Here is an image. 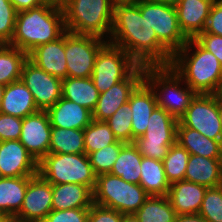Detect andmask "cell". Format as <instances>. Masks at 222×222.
<instances>
[{"instance_id":"cell-1","label":"cell","mask_w":222,"mask_h":222,"mask_svg":"<svg viewBox=\"0 0 222 222\" xmlns=\"http://www.w3.org/2000/svg\"><path fill=\"white\" fill-rule=\"evenodd\" d=\"M108 42L122 48L140 66H169L171 63L172 55L158 42L156 32L136 3L114 6Z\"/></svg>"},{"instance_id":"cell-2","label":"cell","mask_w":222,"mask_h":222,"mask_svg":"<svg viewBox=\"0 0 222 222\" xmlns=\"http://www.w3.org/2000/svg\"><path fill=\"white\" fill-rule=\"evenodd\" d=\"M170 66L196 94H218L222 85V66L195 39H188L172 55Z\"/></svg>"},{"instance_id":"cell-3","label":"cell","mask_w":222,"mask_h":222,"mask_svg":"<svg viewBox=\"0 0 222 222\" xmlns=\"http://www.w3.org/2000/svg\"><path fill=\"white\" fill-rule=\"evenodd\" d=\"M65 32L62 7L45 3L17 12L14 35L9 45L29 54L39 45L57 40Z\"/></svg>"},{"instance_id":"cell-4","label":"cell","mask_w":222,"mask_h":222,"mask_svg":"<svg viewBox=\"0 0 222 222\" xmlns=\"http://www.w3.org/2000/svg\"><path fill=\"white\" fill-rule=\"evenodd\" d=\"M61 7L66 31L108 41L114 14L111 0H64Z\"/></svg>"},{"instance_id":"cell-5","label":"cell","mask_w":222,"mask_h":222,"mask_svg":"<svg viewBox=\"0 0 222 222\" xmlns=\"http://www.w3.org/2000/svg\"><path fill=\"white\" fill-rule=\"evenodd\" d=\"M144 81L154 91L158 107L176 119L186 112L196 95L170 65L145 67Z\"/></svg>"},{"instance_id":"cell-6","label":"cell","mask_w":222,"mask_h":222,"mask_svg":"<svg viewBox=\"0 0 222 222\" xmlns=\"http://www.w3.org/2000/svg\"><path fill=\"white\" fill-rule=\"evenodd\" d=\"M150 195L140 184L124 181L111 173L96 176L93 203L121 214H134Z\"/></svg>"},{"instance_id":"cell-7","label":"cell","mask_w":222,"mask_h":222,"mask_svg":"<svg viewBox=\"0 0 222 222\" xmlns=\"http://www.w3.org/2000/svg\"><path fill=\"white\" fill-rule=\"evenodd\" d=\"M38 174L51 184L77 183L92 191L96 184V175L85 153H48L38 163Z\"/></svg>"},{"instance_id":"cell-8","label":"cell","mask_w":222,"mask_h":222,"mask_svg":"<svg viewBox=\"0 0 222 222\" xmlns=\"http://www.w3.org/2000/svg\"><path fill=\"white\" fill-rule=\"evenodd\" d=\"M177 124L178 119L157 106L149 117L146 132L133 144L142 156L163 161L176 142Z\"/></svg>"},{"instance_id":"cell-9","label":"cell","mask_w":222,"mask_h":222,"mask_svg":"<svg viewBox=\"0 0 222 222\" xmlns=\"http://www.w3.org/2000/svg\"><path fill=\"white\" fill-rule=\"evenodd\" d=\"M142 16L157 34L158 42L171 54L180 50L188 41L181 32L175 6L154 2L151 0H138Z\"/></svg>"},{"instance_id":"cell-10","label":"cell","mask_w":222,"mask_h":222,"mask_svg":"<svg viewBox=\"0 0 222 222\" xmlns=\"http://www.w3.org/2000/svg\"><path fill=\"white\" fill-rule=\"evenodd\" d=\"M137 66L122 48L107 42L96 56L91 79L101 94L124 80Z\"/></svg>"},{"instance_id":"cell-11","label":"cell","mask_w":222,"mask_h":222,"mask_svg":"<svg viewBox=\"0 0 222 222\" xmlns=\"http://www.w3.org/2000/svg\"><path fill=\"white\" fill-rule=\"evenodd\" d=\"M108 41L89 35L65 32V57L67 77H91L95 59L100 49Z\"/></svg>"},{"instance_id":"cell-12","label":"cell","mask_w":222,"mask_h":222,"mask_svg":"<svg viewBox=\"0 0 222 222\" xmlns=\"http://www.w3.org/2000/svg\"><path fill=\"white\" fill-rule=\"evenodd\" d=\"M178 121L183 126L197 130L209 139L222 141L217 94H196Z\"/></svg>"},{"instance_id":"cell-13","label":"cell","mask_w":222,"mask_h":222,"mask_svg":"<svg viewBox=\"0 0 222 222\" xmlns=\"http://www.w3.org/2000/svg\"><path fill=\"white\" fill-rule=\"evenodd\" d=\"M21 81L30 90L40 111H47L62 97V80L38 68L29 59L23 65Z\"/></svg>"},{"instance_id":"cell-14","label":"cell","mask_w":222,"mask_h":222,"mask_svg":"<svg viewBox=\"0 0 222 222\" xmlns=\"http://www.w3.org/2000/svg\"><path fill=\"white\" fill-rule=\"evenodd\" d=\"M52 211V184L39 174L28 183L20 211L12 219L15 222H43Z\"/></svg>"},{"instance_id":"cell-15","label":"cell","mask_w":222,"mask_h":222,"mask_svg":"<svg viewBox=\"0 0 222 222\" xmlns=\"http://www.w3.org/2000/svg\"><path fill=\"white\" fill-rule=\"evenodd\" d=\"M145 67L138 65L124 80L100 94L92 119L106 121L128 102L130 94L144 80Z\"/></svg>"},{"instance_id":"cell-16","label":"cell","mask_w":222,"mask_h":222,"mask_svg":"<svg viewBox=\"0 0 222 222\" xmlns=\"http://www.w3.org/2000/svg\"><path fill=\"white\" fill-rule=\"evenodd\" d=\"M51 128L47 111L22 118L19 141L38 163L49 153Z\"/></svg>"},{"instance_id":"cell-17","label":"cell","mask_w":222,"mask_h":222,"mask_svg":"<svg viewBox=\"0 0 222 222\" xmlns=\"http://www.w3.org/2000/svg\"><path fill=\"white\" fill-rule=\"evenodd\" d=\"M0 170L4 177L35 176L38 162L19 140L1 141Z\"/></svg>"},{"instance_id":"cell-18","label":"cell","mask_w":222,"mask_h":222,"mask_svg":"<svg viewBox=\"0 0 222 222\" xmlns=\"http://www.w3.org/2000/svg\"><path fill=\"white\" fill-rule=\"evenodd\" d=\"M214 0H181L176 6L178 24L187 39H195L205 30Z\"/></svg>"},{"instance_id":"cell-19","label":"cell","mask_w":222,"mask_h":222,"mask_svg":"<svg viewBox=\"0 0 222 222\" xmlns=\"http://www.w3.org/2000/svg\"><path fill=\"white\" fill-rule=\"evenodd\" d=\"M38 68L61 80L67 77L65 33L57 40L39 45L28 54Z\"/></svg>"},{"instance_id":"cell-20","label":"cell","mask_w":222,"mask_h":222,"mask_svg":"<svg viewBox=\"0 0 222 222\" xmlns=\"http://www.w3.org/2000/svg\"><path fill=\"white\" fill-rule=\"evenodd\" d=\"M207 187L186 180L171 183L167 198L177 215L198 214Z\"/></svg>"},{"instance_id":"cell-21","label":"cell","mask_w":222,"mask_h":222,"mask_svg":"<svg viewBox=\"0 0 222 222\" xmlns=\"http://www.w3.org/2000/svg\"><path fill=\"white\" fill-rule=\"evenodd\" d=\"M128 102L132 113V132L134 140L147 129L148 120L158 106L152 88L143 80L130 94Z\"/></svg>"},{"instance_id":"cell-22","label":"cell","mask_w":222,"mask_h":222,"mask_svg":"<svg viewBox=\"0 0 222 222\" xmlns=\"http://www.w3.org/2000/svg\"><path fill=\"white\" fill-rule=\"evenodd\" d=\"M47 113L51 126L57 128L84 129L93 120L90 110L63 97Z\"/></svg>"},{"instance_id":"cell-23","label":"cell","mask_w":222,"mask_h":222,"mask_svg":"<svg viewBox=\"0 0 222 222\" xmlns=\"http://www.w3.org/2000/svg\"><path fill=\"white\" fill-rule=\"evenodd\" d=\"M184 180L213 188L222 185V158L190 154Z\"/></svg>"},{"instance_id":"cell-24","label":"cell","mask_w":222,"mask_h":222,"mask_svg":"<svg viewBox=\"0 0 222 222\" xmlns=\"http://www.w3.org/2000/svg\"><path fill=\"white\" fill-rule=\"evenodd\" d=\"M38 111L33 95L21 79L5 86L0 113L25 118Z\"/></svg>"},{"instance_id":"cell-25","label":"cell","mask_w":222,"mask_h":222,"mask_svg":"<svg viewBox=\"0 0 222 222\" xmlns=\"http://www.w3.org/2000/svg\"><path fill=\"white\" fill-rule=\"evenodd\" d=\"M93 191L77 183L52 184V210L90 208Z\"/></svg>"},{"instance_id":"cell-26","label":"cell","mask_w":222,"mask_h":222,"mask_svg":"<svg viewBox=\"0 0 222 222\" xmlns=\"http://www.w3.org/2000/svg\"><path fill=\"white\" fill-rule=\"evenodd\" d=\"M176 142L190 154L207 158H222V141L209 139L197 130L183 126L179 121Z\"/></svg>"},{"instance_id":"cell-27","label":"cell","mask_w":222,"mask_h":222,"mask_svg":"<svg viewBox=\"0 0 222 222\" xmlns=\"http://www.w3.org/2000/svg\"><path fill=\"white\" fill-rule=\"evenodd\" d=\"M34 176L0 179V212L11 219L20 211L29 181Z\"/></svg>"},{"instance_id":"cell-28","label":"cell","mask_w":222,"mask_h":222,"mask_svg":"<svg viewBox=\"0 0 222 222\" xmlns=\"http://www.w3.org/2000/svg\"><path fill=\"white\" fill-rule=\"evenodd\" d=\"M99 96L100 93L94 86L91 77H66L62 80V97L87 108L91 112L96 108Z\"/></svg>"},{"instance_id":"cell-29","label":"cell","mask_w":222,"mask_h":222,"mask_svg":"<svg viewBox=\"0 0 222 222\" xmlns=\"http://www.w3.org/2000/svg\"><path fill=\"white\" fill-rule=\"evenodd\" d=\"M150 196H167L170 183L163 161L142 156L140 183Z\"/></svg>"},{"instance_id":"cell-30","label":"cell","mask_w":222,"mask_h":222,"mask_svg":"<svg viewBox=\"0 0 222 222\" xmlns=\"http://www.w3.org/2000/svg\"><path fill=\"white\" fill-rule=\"evenodd\" d=\"M142 154L133 143H126L113 164L111 174L126 182L139 184L141 176Z\"/></svg>"},{"instance_id":"cell-31","label":"cell","mask_w":222,"mask_h":222,"mask_svg":"<svg viewBox=\"0 0 222 222\" xmlns=\"http://www.w3.org/2000/svg\"><path fill=\"white\" fill-rule=\"evenodd\" d=\"M49 153L84 154V129L52 127Z\"/></svg>"},{"instance_id":"cell-32","label":"cell","mask_w":222,"mask_h":222,"mask_svg":"<svg viewBox=\"0 0 222 222\" xmlns=\"http://www.w3.org/2000/svg\"><path fill=\"white\" fill-rule=\"evenodd\" d=\"M28 54L15 46L0 44V84L8 85L21 79Z\"/></svg>"},{"instance_id":"cell-33","label":"cell","mask_w":222,"mask_h":222,"mask_svg":"<svg viewBox=\"0 0 222 222\" xmlns=\"http://www.w3.org/2000/svg\"><path fill=\"white\" fill-rule=\"evenodd\" d=\"M139 222H175L177 213L167 196H149L134 213Z\"/></svg>"},{"instance_id":"cell-34","label":"cell","mask_w":222,"mask_h":222,"mask_svg":"<svg viewBox=\"0 0 222 222\" xmlns=\"http://www.w3.org/2000/svg\"><path fill=\"white\" fill-rule=\"evenodd\" d=\"M116 141L117 139L106 121L93 119L91 123L84 128V147L86 155L109 146Z\"/></svg>"},{"instance_id":"cell-35","label":"cell","mask_w":222,"mask_h":222,"mask_svg":"<svg viewBox=\"0 0 222 222\" xmlns=\"http://www.w3.org/2000/svg\"><path fill=\"white\" fill-rule=\"evenodd\" d=\"M190 153L175 142L163 159L164 171L169 183L184 180Z\"/></svg>"},{"instance_id":"cell-36","label":"cell","mask_w":222,"mask_h":222,"mask_svg":"<svg viewBox=\"0 0 222 222\" xmlns=\"http://www.w3.org/2000/svg\"><path fill=\"white\" fill-rule=\"evenodd\" d=\"M132 113L130 103L127 102L106 120V123L113 131L115 138L124 143H133Z\"/></svg>"},{"instance_id":"cell-37","label":"cell","mask_w":222,"mask_h":222,"mask_svg":"<svg viewBox=\"0 0 222 222\" xmlns=\"http://www.w3.org/2000/svg\"><path fill=\"white\" fill-rule=\"evenodd\" d=\"M125 144L126 143L117 140L109 146L88 154L90 164L96 176L111 172L113 164Z\"/></svg>"},{"instance_id":"cell-38","label":"cell","mask_w":222,"mask_h":222,"mask_svg":"<svg viewBox=\"0 0 222 222\" xmlns=\"http://www.w3.org/2000/svg\"><path fill=\"white\" fill-rule=\"evenodd\" d=\"M198 214L208 222H222V185L207 188Z\"/></svg>"},{"instance_id":"cell-39","label":"cell","mask_w":222,"mask_h":222,"mask_svg":"<svg viewBox=\"0 0 222 222\" xmlns=\"http://www.w3.org/2000/svg\"><path fill=\"white\" fill-rule=\"evenodd\" d=\"M17 11L10 0H0V44H9L13 38Z\"/></svg>"},{"instance_id":"cell-40","label":"cell","mask_w":222,"mask_h":222,"mask_svg":"<svg viewBox=\"0 0 222 222\" xmlns=\"http://www.w3.org/2000/svg\"><path fill=\"white\" fill-rule=\"evenodd\" d=\"M89 208L52 210L43 222H88Z\"/></svg>"},{"instance_id":"cell-41","label":"cell","mask_w":222,"mask_h":222,"mask_svg":"<svg viewBox=\"0 0 222 222\" xmlns=\"http://www.w3.org/2000/svg\"><path fill=\"white\" fill-rule=\"evenodd\" d=\"M21 127L22 118L0 113V142L19 140Z\"/></svg>"},{"instance_id":"cell-42","label":"cell","mask_w":222,"mask_h":222,"mask_svg":"<svg viewBox=\"0 0 222 222\" xmlns=\"http://www.w3.org/2000/svg\"><path fill=\"white\" fill-rule=\"evenodd\" d=\"M122 214L114 209L92 204L89 208L88 222H121Z\"/></svg>"},{"instance_id":"cell-43","label":"cell","mask_w":222,"mask_h":222,"mask_svg":"<svg viewBox=\"0 0 222 222\" xmlns=\"http://www.w3.org/2000/svg\"><path fill=\"white\" fill-rule=\"evenodd\" d=\"M202 33H210L222 36V0H214L205 30Z\"/></svg>"},{"instance_id":"cell-44","label":"cell","mask_w":222,"mask_h":222,"mask_svg":"<svg viewBox=\"0 0 222 222\" xmlns=\"http://www.w3.org/2000/svg\"><path fill=\"white\" fill-rule=\"evenodd\" d=\"M195 40L207 51L211 52L220 62L222 66V36L200 33Z\"/></svg>"},{"instance_id":"cell-45","label":"cell","mask_w":222,"mask_h":222,"mask_svg":"<svg viewBox=\"0 0 222 222\" xmlns=\"http://www.w3.org/2000/svg\"><path fill=\"white\" fill-rule=\"evenodd\" d=\"M17 12L29 10L45 4L42 0H10Z\"/></svg>"},{"instance_id":"cell-46","label":"cell","mask_w":222,"mask_h":222,"mask_svg":"<svg viewBox=\"0 0 222 222\" xmlns=\"http://www.w3.org/2000/svg\"><path fill=\"white\" fill-rule=\"evenodd\" d=\"M175 222H208L200 214L177 215Z\"/></svg>"},{"instance_id":"cell-47","label":"cell","mask_w":222,"mask_h":222,"mask_svg":"<svg viewBox=\"0 0 222 222\" xmlns=\"http://www.w3.org/2000/svg\"><path fill=\"white\" fill-rule=\"evenodd\" d=\"M121 222H139L134 214H122Z\"/></svg>"},{"instance_id":"cell-48","label":"cell","mask_w":222,"mask_h":222,"mask_svg":"<svg viewBox=\"0 0 222 222\" xmlns=\"http://www.w3.org/2000/svg\"><path fill=\"white\" fill-rule=\"evenodd\" d=\"M138 0H111L112 4L114 6L118 5V4H134L136 3Z\"/></svg>"},{"instance_id":"cell-49","label":"cell","mask_w":222,"mask_h":222,"mask_svg":"<svg viewBox=\"0 0 222 222\" xmlns=\"http://www.w3.org/2000/svg\"><path fill=\"white\" fill-rule=\"evenodd\" d=\"M151 1L176 6L181 0H151Z\"/></svg>"},{"instance_id":"cell-50","label":"cell","mask_w":222,"mask_h":222,"mask_svg":"<svg viewBox=\"0 0 222 222\" xmlns=\"http://www.w3.org/2000/svg\"><path fill=\"white\" fill-rule=\"evenodd\" d=\"M44 3L61 6L64 0H42Z\"/></svg>"},{"instance_id":"cell-51","label":"cell","mask_w":222,"mask_h":222,"mask_svg":"<svg viewBox=\"0 0 222 222\" xmlns=\"http://www.w3.org/2000/svg\"><path fill=\"white\" fill-rule=\"evenodd\" d=\"M13 220L4 213L0 212V222H12Z\"/></svg>"},{"instance_id":"cell-52","label":"cell","mask_w":222,"mask_h":222,"mask_svg":"<svg viewBox=\"0 0 222 222\" xmlns=\"http://www.w3.org/2000/svg\"><path fill=\"white\" fill-rule=\"evenodd\" d=\"M4 90H5V85L0 84V108H1V104H2Z\"/></svg>"},{"instance_id":"cell-53","label":"cell","mask_w":222,"mask_h":222,"mask_svg":"<svg viewBox=\"0 0 222 222\" xmlns=\"http://www.w3.org/2000/svg\"><path fill=\"white\" fill-rule=\"evenodd\" d=\"M219 118L222 125V99L219 97Z\"/></svg>"},{"instance_id":"cell-54","label":"cell","mask_w":222,"mask_h":222,"mask_svg":"<svg viewBox=\"0 0 222 222\" xmlns=\"http://www.w3.org/2000/svg\"><path fill=\"white\" fill-rule=\"evenodd\" d=\"M217 95L222 99V85H221L220 90Z\"/></svg>"},{"instance_id":"cell-55","label":"cell","mask_w":222,"mask_h":222,"mask_svg":"<svg viewBox=\"0 0 222 222\" xmlns=\"http://www.w3.org/2000/svg\"><path fill=\"white\" fill-rule=\"evenodd\" d=\"M4 176H3V174H2V172H1V170H0V179H2Z\"/></svg>"}]
</instances>
